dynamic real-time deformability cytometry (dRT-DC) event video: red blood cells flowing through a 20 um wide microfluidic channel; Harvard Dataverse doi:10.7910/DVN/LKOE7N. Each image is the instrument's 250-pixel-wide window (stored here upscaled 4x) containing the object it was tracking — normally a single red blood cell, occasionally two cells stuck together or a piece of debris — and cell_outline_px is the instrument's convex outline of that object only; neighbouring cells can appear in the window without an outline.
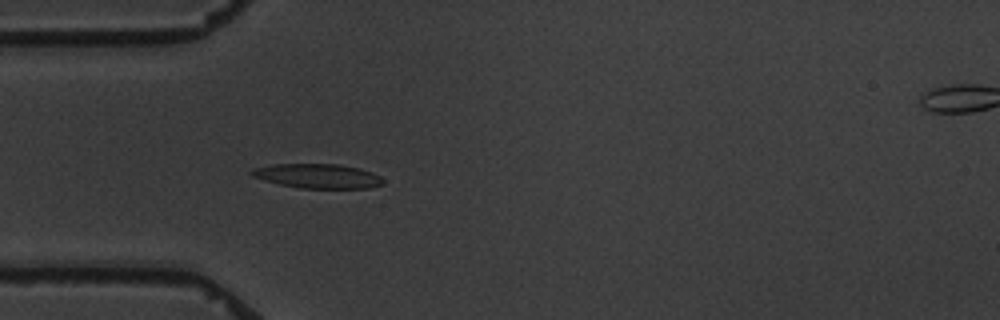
{"species": "common noctule bat (a hibernating species)", "species_latin": "Nyctalus noctula", "temperature_condition": "warm", "stored_images_in_passage": 5, "segment_of_instrument_passage": [1, 2], "camera_frame_rate_fps": 3000, "um_per_image_px": 0.085, "animal": {"sex": "male", "body_mass_g": 19.5, "forearm_length_mm": 54.6}, "frame": {"image": 1, "passage_image": 4, "time_ms": 4.333, "image_size_px": [1000, 320], "cell_outline_px": [[384, 184], [368, 188], [300, 188], [280, 184], [264, 180], [252, 176], [248, 172], [252, 168], [272, 164], [340, 164], [360, 168], [372, 172], [380, 176], [384, 180]], "centroid_in_image_um": [27.0, 14.95], "position_along_channel_um": 58.0, "area_um2": 18.84}}